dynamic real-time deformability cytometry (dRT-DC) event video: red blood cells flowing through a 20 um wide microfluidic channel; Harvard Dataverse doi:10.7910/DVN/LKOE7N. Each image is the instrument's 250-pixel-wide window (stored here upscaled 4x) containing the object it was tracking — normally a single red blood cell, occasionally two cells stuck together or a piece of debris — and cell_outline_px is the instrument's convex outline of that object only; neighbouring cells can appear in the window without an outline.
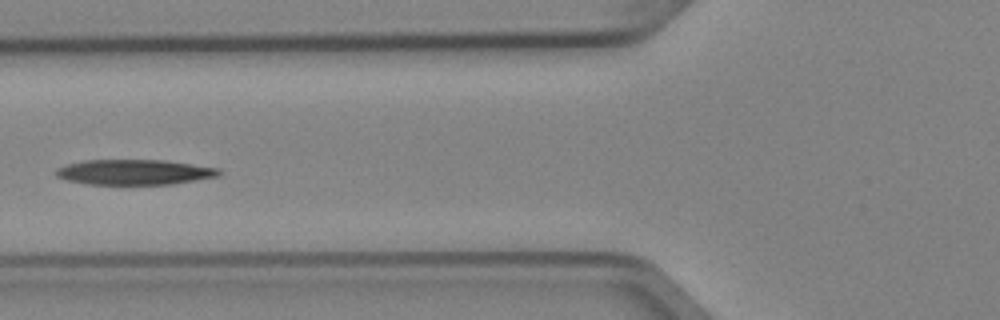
{"species": "Egyptian fruit bat (a non-hibernating species)", "species_latin": "Rousettus aegyptiacus", "temperature_condition": "cold", "stored_images_in_passage": 6, "camera_frame_rate_fps": 3000, "um_per_image_px": 0.085, "animal": {"sex": "female"}, "frame": {"image": 1, "passage_image": 5, "time_ms": 1.333, "image_size_px": [1000, 320], "cell_outline_px": [[224, 172], [220, 176], [172, 184], [88, 184], [68, 180], [56, 176], [56, 168], [64, 164], [84, 160], [164, 160], [220, 168]], "centroid_in_image_um": [11.45, 14.62], "position_along_channel_um": 114.4, "area_um2": 24.1}}
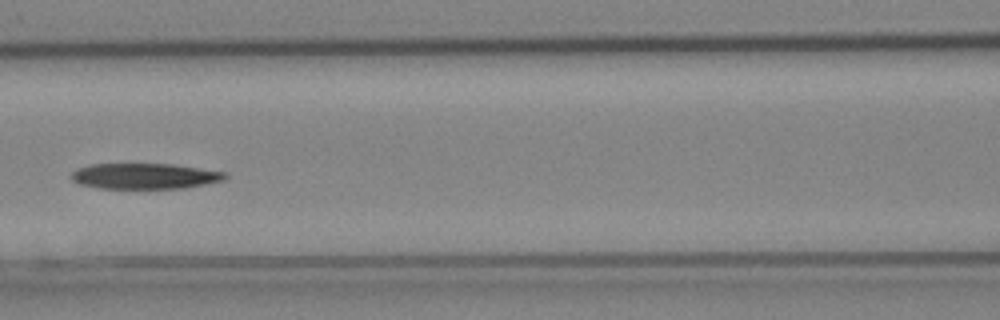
{"frame": {"image": 2, "passage_image": 6, "time_ms": 1.667, "image_size_px": [1000, 320], "cell_outline_px": [[228, 176], [224, 180], [184, 188], [100, 188], [80, 184], [72, 180], [68, 176], [76, 168], [88, 164], [172, 164], [228, 172]], "centroid_in_image_um": [12.28, 14.96], "position_along_channel_um": 154.3, "area_um2": 23.12}}